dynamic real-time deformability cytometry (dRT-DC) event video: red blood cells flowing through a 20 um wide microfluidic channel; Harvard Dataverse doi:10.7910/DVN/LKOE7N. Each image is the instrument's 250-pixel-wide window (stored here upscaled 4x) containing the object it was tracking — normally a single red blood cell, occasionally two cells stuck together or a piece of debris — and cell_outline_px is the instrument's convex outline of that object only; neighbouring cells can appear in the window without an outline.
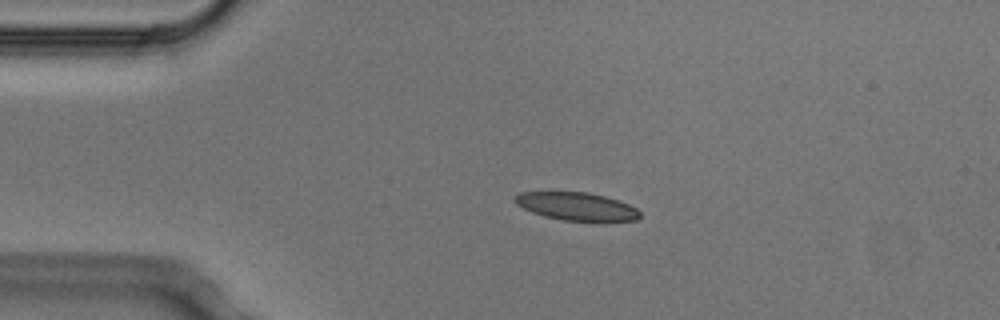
{"species": "Egyptian fruit bat (a non-hibernating species)", "species_latin": "Rousettus aegyptiacus", "temperature_condition": "cold", "stored_images_in_passage": 2, "camera_frame_rate_fps": 3000, "um_per_image_px": 0.085, "animal": {"sex": "male"}, "frame": {"image": 1, "passage_image": 1, "time_ms": 0.0, "image_size_px": [1000, 320], "cell_outline_px": [[640, 216], [636, 220], [600, 224], [564, 220], [544, 216], [532, 212], [516, 204], [512, 200], [520, 192], [588, 192], [604, 196], [628, 204], [636, 208], [640, 212]], "centroid_in_image_um": [49.07, 17.59], "position_along_channel_um": 35.9, "area_um2": 20.98}}
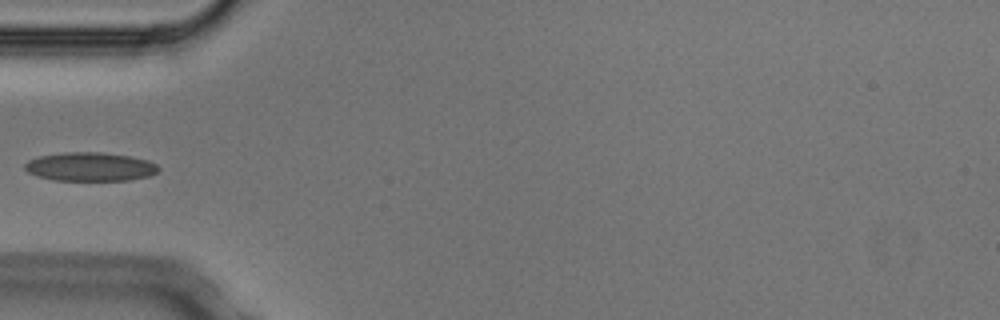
{"frame": {"image": 2, "passage_image": 2, "time_ms": 0.333, "image_size_px": [1000, 320], "cell_outline_px": [[160, 168], [156, 172], [148, 176], [128, 180], [56, 180], [36, 176], [28, 172], [24, 168], [24, 164], [28, 160], [40, 156], [64, 152], [100, 152], [132, 156], [148, 160], [156, 164]], "centroid_in_image_um": [7.65, 14.16], "position_along_channel_um": 77.3, "area_um2": 22.37}}